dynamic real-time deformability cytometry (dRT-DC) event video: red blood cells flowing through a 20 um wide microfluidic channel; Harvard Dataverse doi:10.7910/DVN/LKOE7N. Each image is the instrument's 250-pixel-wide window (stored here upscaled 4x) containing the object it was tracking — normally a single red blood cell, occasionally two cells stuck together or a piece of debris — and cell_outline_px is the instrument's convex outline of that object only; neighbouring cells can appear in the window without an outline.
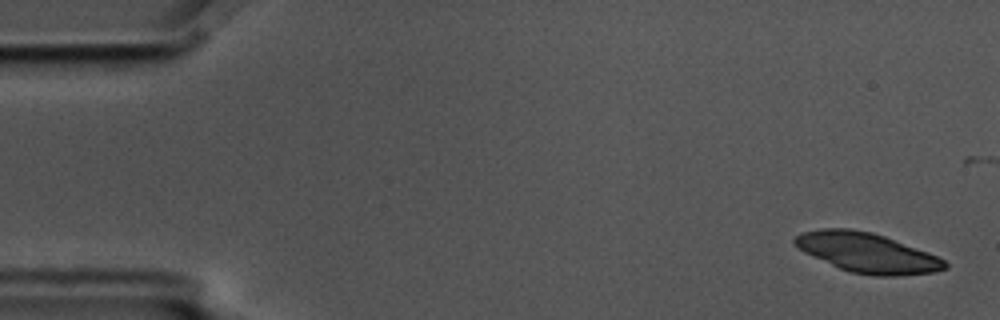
{"species": "common noctule bat (a hibernating species)", "species_latin": "Nyctalus noctula", "temperature_condition": "cold", "stored_images_in_passage": 6, "segment_of_instrument_passage": [1, 2], "camera_frame_rate_fps": 3000, "um_per_image_px": 0.085, "animal": {"sex": "male", "body_mass_g": 17.5, "forearm_length_mm": 52.3}, "frame": {"image": 1, "passage_image": 1, "time_ms": 0.0, "image_size_px": [1000, 320], "cell_outline_px": [[948, 268], [936, 272], [900, 276], [872, 276], [852, 272], [840, 268], [812, 256], [804, 252], [792, 244], [792, 240], [796, 236], [804, 232], [820, 228], [848, 228], [872, 232], [884, 236], [928, 252], [944, 260], [948, 264]], "centroid_in_image_um": [73.71, 21.48], "position_along_channel_um": 11.3, "area_um2": 34.68}}